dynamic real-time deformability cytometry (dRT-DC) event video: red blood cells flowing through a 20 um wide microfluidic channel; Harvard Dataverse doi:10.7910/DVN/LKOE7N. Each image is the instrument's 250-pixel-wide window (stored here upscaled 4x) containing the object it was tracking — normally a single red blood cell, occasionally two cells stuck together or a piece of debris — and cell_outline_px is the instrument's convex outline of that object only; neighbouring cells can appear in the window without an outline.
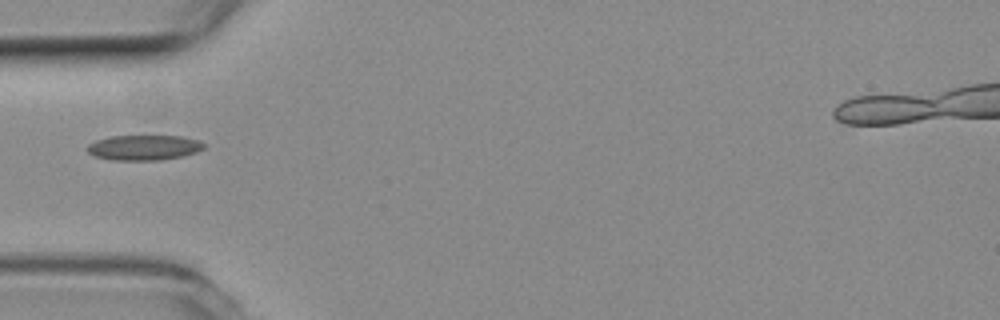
{"species": "common noctule bat (a hibernating species)", "species_latin": "Nyctalus noctula", "temperature_condition": "room temperature", "stored_images_in_passage": 38, "camera_frame_rate_fps": 3000, "um_per_image_px": 0.085, "animal": {"sex": "female", "body_mass_g": 19.3, "forearm_length_mm": 54.1}, "frame": {"image": 1, "passage_image": 1, "time_ms": 0.0, "image_size_px": [1000, 320], "cell_outline_px": [[204, 148], [196, 152], [184, 156], [160, 160], [112, 160], [96, 156], [88, 152], [84, 148], [88, 144], [96, 140], [112, 136], [180, 136], [200, 140], [204, 144]], "centroid_in_image_um": [12.23, 12.54], "position_along_channel_um": 72.8, "area_um2": 17.17}}
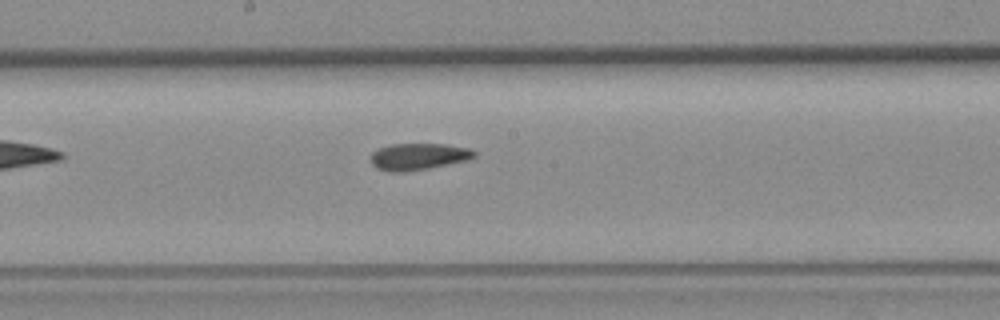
{"frame": {"image": 2, "passage_image": 12, "time_ms": 3.667, "image_size_px": [1000, 320], "cell_outline_px": [[476, 156], [468, 160], [428, 168], [404, 172], [388, 172], [376, 168], [368, 160], [372, 152], [380, 148], [392, 144], [444, 144], [468, 148], [476, 152]], "centroid_in_image_um": [35.52, 13.31], "position_along_channel_um": 212.7, "area_um2": 16.18}}
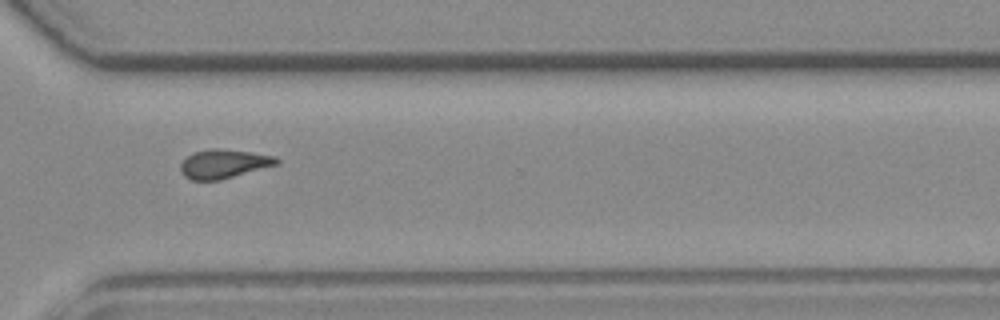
{"frame": {"image": 3, "passage_image": 23, "time_ms": 7.333, "image_size_px": [1000, 320], "cell_outline_px": [[280, 164], [220, 180], [192, 180], [184, 176], [180, 172], [180, 164], [192, 152], [216, 148], [248, 152], [276, 156], [280, 160]], "centroid_in_image_um": [19.03, 13.93], "position_along_channel_um": 351.6, "area_um2": 16.18}}